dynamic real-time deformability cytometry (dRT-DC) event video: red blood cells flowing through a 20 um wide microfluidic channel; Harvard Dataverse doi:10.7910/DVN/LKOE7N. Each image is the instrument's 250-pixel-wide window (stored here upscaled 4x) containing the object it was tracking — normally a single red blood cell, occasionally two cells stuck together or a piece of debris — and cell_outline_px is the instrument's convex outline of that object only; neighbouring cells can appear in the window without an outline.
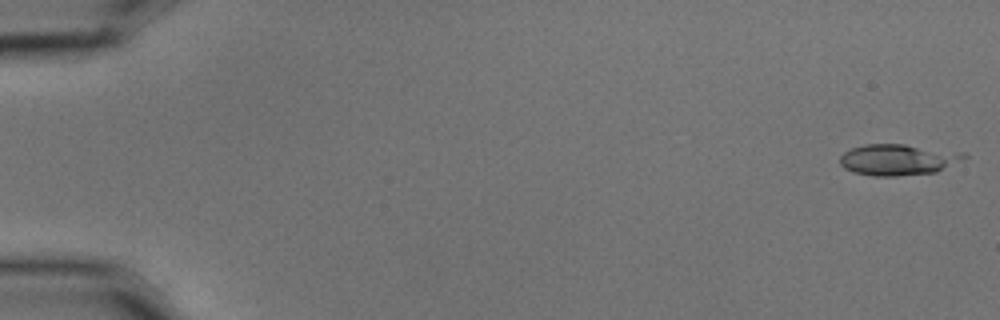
{"species": "common noctule bat (a hibernating species)", "species_latin": "Nyctalus noctula", "temperature_condition": "cold", "stored_images_in_passage": 6, "camera_frame_rate_fps": 3000, "um_per_image_px": 0.085, "animal": {"sex": "male", "body_mass_g": 15.6}, "frame": {"image": 1, "passage_image": 1, "time_ms": 0.0, "image_size_px": [1000, 320], "cell_outline_px": [[968, 156], [936, 172], [896, 176], [872, 176], [852, 172], [844, 168], [840, 164], [840, 156], [844, 152], [852, 148], [868, 144], [904, 144], [964, 152]], "centroid_in_image_um": [76.3, 13.57], "position_along_channel_um": 8.7, "area_um2": 22.43}}
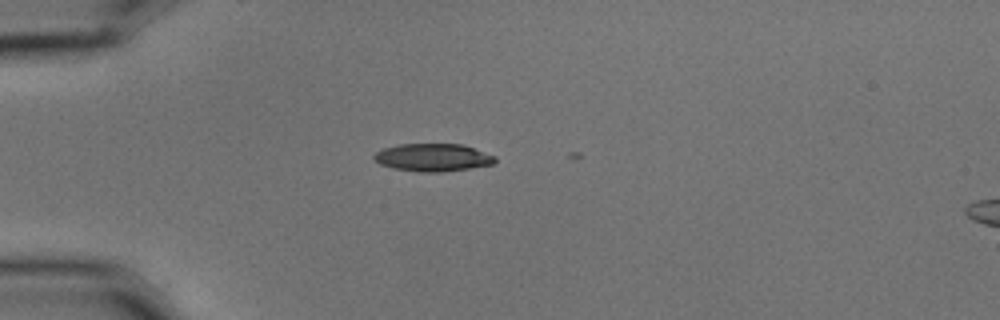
{"frame": {"image": 2, "passage_image": 4, "time_ms": 1.0, "image_size_px": [1000, 320], "cell_outline_px": [[496, 160], [492, 164], [468, 168], [440, 172], [420, 172], [392, 168], [380, 164], [372, 156], [376, 152], [384, 148], [400, 144], [460, 144], [496, 156]], "centroid_in_image_um": [36.76, 13.38], "position_along_channel_um": 48.2, "area_um2": 19.31}}